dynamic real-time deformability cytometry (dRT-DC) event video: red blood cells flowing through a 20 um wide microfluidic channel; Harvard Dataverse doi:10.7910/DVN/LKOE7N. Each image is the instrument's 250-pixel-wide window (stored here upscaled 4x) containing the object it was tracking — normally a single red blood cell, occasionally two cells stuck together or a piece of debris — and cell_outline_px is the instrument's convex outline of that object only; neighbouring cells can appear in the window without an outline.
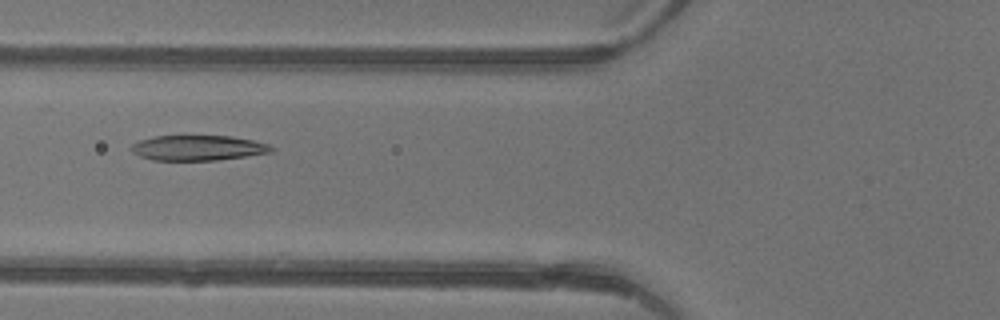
{"species": "common noctule bat (a hibernating species)", "species_latin": "Nyctalus noctula", "temperature_condition": "warm", "stored_images_in_passage": 5, "camera_frame_rate_fps": 3000, "um_per_image_px": 0.085, "animal": {"sex": "female"}, "frame": {"image": 1, "passage_image": 5, "time_ms": 1.333, "image_size_px": [1000, 320], "cell_outline_px": [[272, 152], [216, 160], [152, 160], [140, 156], [132, 152], [132, 144], [140, 140], [156, 136], [232, 136], [252, 140], [268, 144], [272, 148]], "centroid_in_image_um": [16.81, 12.57], "position_along_channel_um": 109.0, "area_um2": 20.29}}